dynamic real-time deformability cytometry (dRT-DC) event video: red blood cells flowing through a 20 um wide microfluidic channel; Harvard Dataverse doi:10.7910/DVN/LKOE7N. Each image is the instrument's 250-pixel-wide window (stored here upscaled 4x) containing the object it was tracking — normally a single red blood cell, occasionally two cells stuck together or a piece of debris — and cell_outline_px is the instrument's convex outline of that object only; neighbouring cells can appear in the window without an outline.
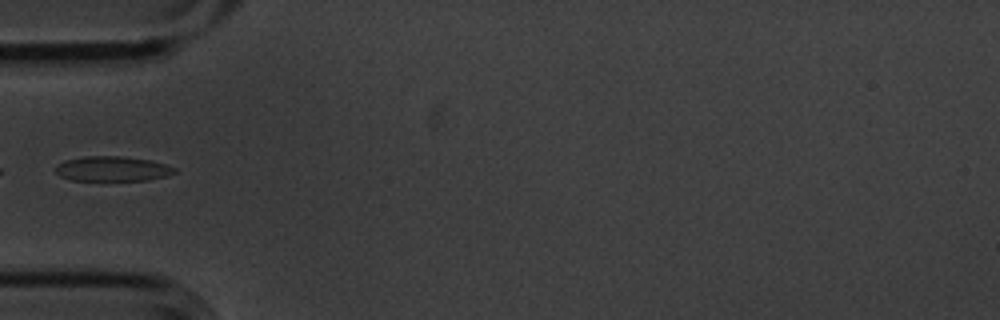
{"species": "common noctule bat (a hibernating species)", "species_latin": "Nyctalus noctula", "temperature_condition": "cold", "stored_images_in_passage": 8, "camera_frame_rate_fps": 3000, "um_per_image_px": 0.085, "animal": {"sex": "male", "body_mass_g": 20.1, "forearm_length_mm": 53.5}, "frame": {"image": 1, "passage_image": 5, "time_ms": 1.333, "image_size_px": [1000, 320], "cell_outline_px": [[176, 172], [164, 176], [148, 180], [72, 180], [60, 176], [56, 172], [56, 164], [64, 160], [84, 156], [120, 156], [152, 160], [176, 168]], "centroid_in_image_um": [9.53, 14.34], "position_along_channel_um": 75.5, "area_um2": 17.22}}
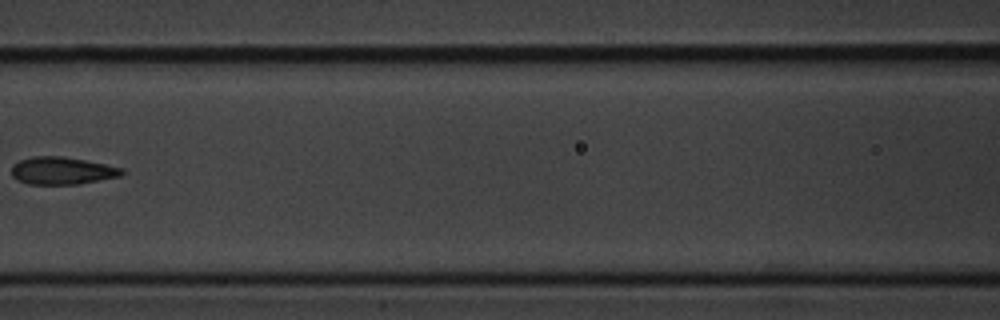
{"frame": {"image": 2, "passage_image": 7, "time_ms": 2.0, "image_size_px": [1000, 320], "cell_outline_px": [[124, 172], [120, 176], [80, 184], [28, 184], [16, 180], [12, 176], [12, 164], [20, 160], [32, 156], [64, 156], [124, 168]], "centroid_in_image_um": [5.25, 14.51], "position_along_channel_um": 161.3, "area_um2": 17.74}}
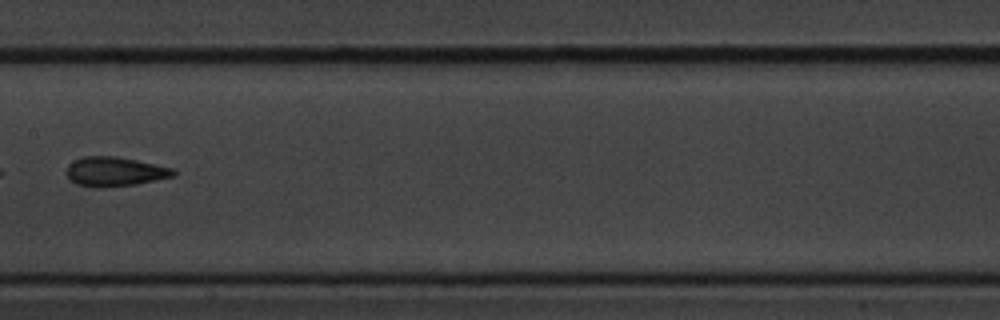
{"frame": {"image": 3, "passage_image": 8, "time_ms": 2.333, "image_size_px": [1000, 320], "cell_outline_px": [[176, 172], [172, 176], [136, 184], [100, 188], [92, 188], [76, 184], [64, 172], [68, 164], [72, 160], [84, 156], [116, 156], [136, 160], [172, 168]], "centroid_in_image_um": [9.67, 14.58], "position_along_channel_um": 197.7, "area_um2": 18.32}}